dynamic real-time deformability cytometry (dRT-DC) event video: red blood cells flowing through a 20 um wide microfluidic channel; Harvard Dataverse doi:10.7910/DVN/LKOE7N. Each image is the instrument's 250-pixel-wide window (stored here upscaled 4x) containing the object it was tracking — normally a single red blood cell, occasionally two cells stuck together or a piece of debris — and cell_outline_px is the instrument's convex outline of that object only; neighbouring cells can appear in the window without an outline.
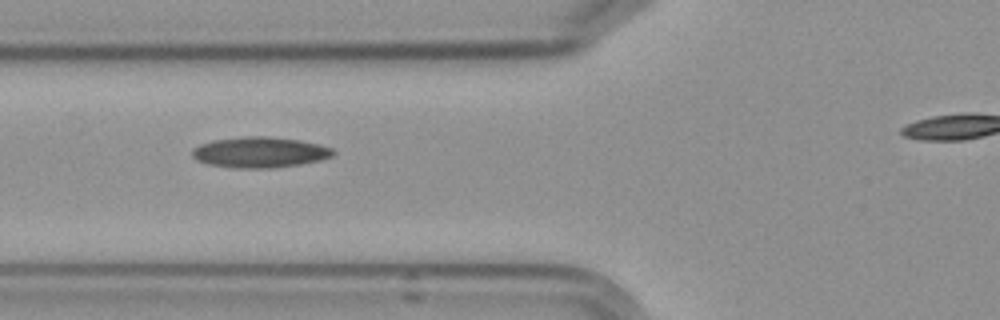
{"species": "Egyptian fruit bat (a non-hibernating species)", "species_latin": "Rousettus aegyptiacus", "temperature_condition": "cold", "stored_images_in_passage": 4, "camera_frame_rate_fps": 3000, "um_per_image_px": 0.085, "frame": {"image": 1, "passage_image": 2, "time_ms": 1.0, "image_size_px": [1000, 320], "cell_outline_px": [[336, 152], [332, 156], [320, 160], [300, 164], [276, 168], [232, 168], [208, 164], [196, 160], [192, 156], [192, 148], [200, 144], [212, 140], [244, 136], [268, 136], [300, 140], [320, 144], [332, 148]], "centroid_in_image_um": [22.08, 12.94], "position_along_channel_um": 103.7, "area_um2": 25.49}}